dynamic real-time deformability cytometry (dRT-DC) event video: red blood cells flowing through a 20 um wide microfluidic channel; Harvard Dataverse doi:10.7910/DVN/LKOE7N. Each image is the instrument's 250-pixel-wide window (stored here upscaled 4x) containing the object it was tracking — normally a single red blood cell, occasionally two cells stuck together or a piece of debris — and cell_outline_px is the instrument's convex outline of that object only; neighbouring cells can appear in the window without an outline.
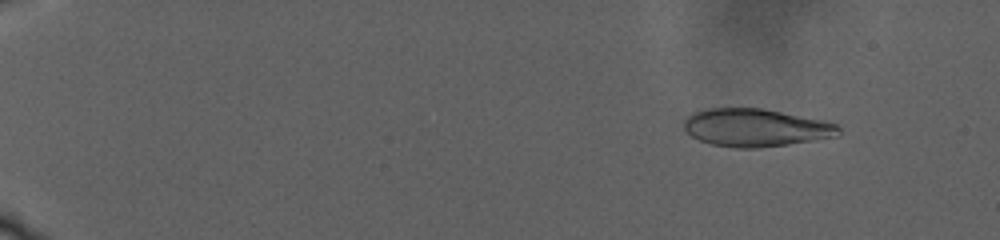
{"species": "human", "species_latin": "Homo sapiens", "temperature_condition": "warm", "stored_images_in_passage": 68, "camera_frame_rate_fps": 3000, "um_per_image_px": 0.085, "donor": {"sex": "male"}, "frame": {"image": 1, "passage_image": 9, "time_ms": 4.0, "image_size_px": [1000, 240], "cell_outline_px": [[840, 136], [788, 144], [760, 148], [736, 148], [712, 144], [700, 140], [692, 136], [684, 128], [684, 120], [692, 112], [704, 108], [764, 108], [828, 120], [840, 124]], "centroid_in_image_um": [64.3, 10.83], "position_along_channel_um": 20.7, "area_um2": 34.68}}
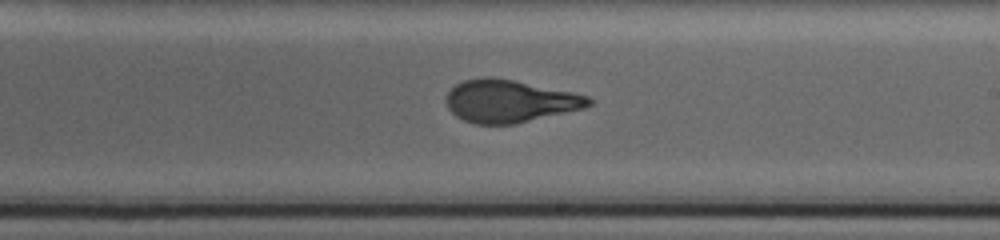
{"frame": {"image": 2, "passage_image": 41, "time_ms": 22.0, "image_size_px": [1000, 240], "cell_outline_px": [[592, 104], [584, 108], [516, 124], [476, 124], [464, 120], [456, 116], [448, 108], [444, 100], [448, 92], [456, 84], [464, 80], [484, 76], [496, 76], [572, 92], [588, 96], [592, 100]], "centroid_in_image_um": [43.3, 8.58], "position_along_channel_um": 245.7, "area_um2": 35.55}}
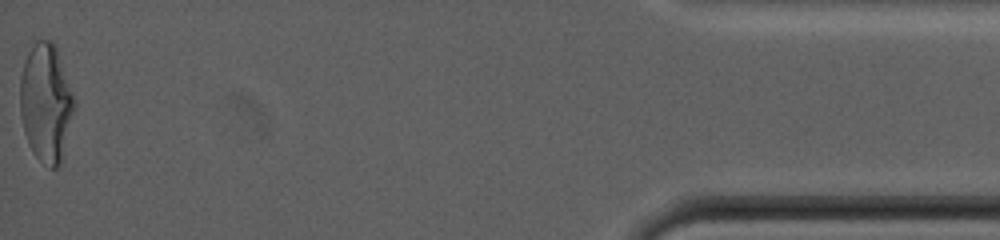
{"frame": {"image": 3, "passage_image": 68, "time_ms": 34.0, "image_size_px": [1000, 240], "cell_outline_px": [[76, 108], [60, 164], [56, 168], [48, 168], [36, 156], [28, 144], [24, 132], [20, 112], [20, 76], [24, 60], [32, 44], [36, 40], [52, 40], [56, 44], [76, 104]], "centroid_in_image_um": [3.91, 8.72], "position_along_channel_um": 431.3, "area_um2": 37.74}, "authors_computed_cell_mechanics": {"area_um2": 35.1713, "velocity_mm_per_s": 2.159, "shape_relaxation_time_tau1_ms": null, "shape_relaxation_time_tau2_ms": 1.591, "deformation_change_tau1": null, "deformation_change_tau2": 0.087}}